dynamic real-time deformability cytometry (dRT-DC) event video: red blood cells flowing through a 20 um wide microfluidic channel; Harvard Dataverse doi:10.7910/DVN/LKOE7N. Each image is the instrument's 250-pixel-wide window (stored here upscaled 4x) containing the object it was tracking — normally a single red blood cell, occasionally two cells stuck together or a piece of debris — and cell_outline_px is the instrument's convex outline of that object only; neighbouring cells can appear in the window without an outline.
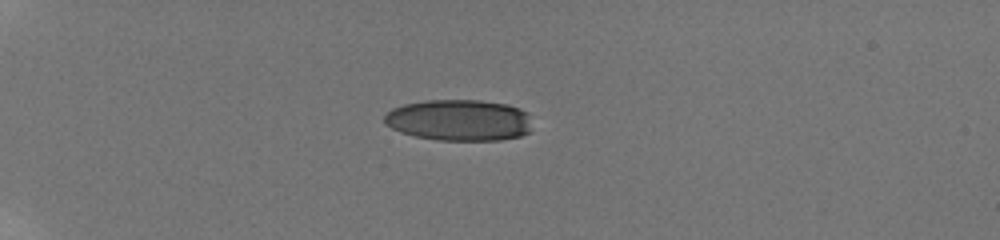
{"species": "human", "species_latin": "Homo sapiens", "temperature_condition": "room temperature", "stored_images_in_passage": 40, "camera_frame_rate_fps": 3000, "um_per_image_px": 0.085, "donor": {"sex": "male"}, "frame": {"image": 1, "passage_image": 1, "time_ms": 0.0, "image_size_px": [1000, 240], "cell_outline_px": [[528, 132], [520, 136], [500, 140], [436, 140], [416, 136], [400, 132], [384, 124], [384, 116], [392, 108], [404, 104], [424, 100], [480, 100], [508, 104], [520, 108], [528, 112]], "centroid_in_image_um": [38.99, 10.2], "position_along_channel_um": 46.0, "area_um2": 35.6}}
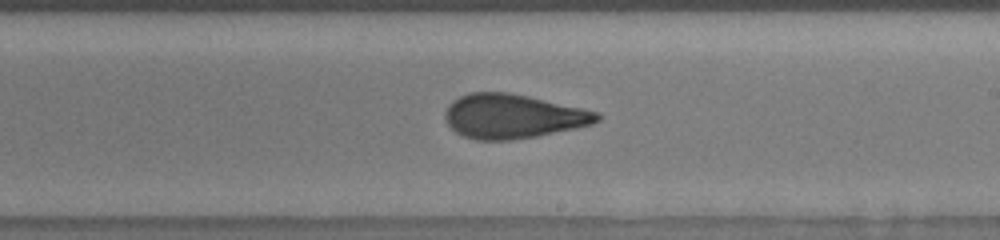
{"frame": {"image": 2, "passage_image": 21, "time_ms": 6.667, "image_size_px": [1000, 240], "cell_outline_px": [[600, 120], [592, 124], [576, 128], [536, 136], [512, 140], [476, 140], [464, 136], [456, 132], [444, 120], [444, 112], [448, 104], [452, 100], [468, 92], [512, 92], [600, 112]], "centroid_in_image_um": [43.57, 9.87], "position_along_channel_um": 245.4, "area_um2": 39.48}}
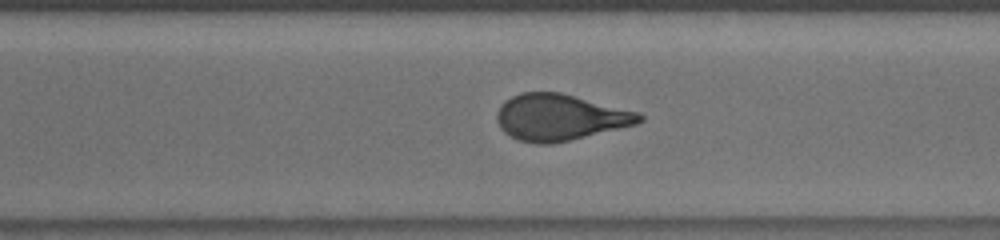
{"frame": {"image": 3, "passage_image": 27, "time_ms": 8.667, "image_size_px": [1000, 240], "cell_outline_px": [[644, 120], [636, 124], [552, 144], [536, 144], [516, 140], [504, 132], [500, 128], [496, 120], [496, 116], [504, 100], [520, 92], [560, 92], [640, 112], [644, 116]], "centroid_in_image_um": [47.57, 9.97], "position_along_channel_um": 323.0, "area_um2": 38.49}, "authors_computed_cell_mechanics": {"area_um2": 38.5815, "velocity_mm_per_s": 3.894, "shape_relaxation_time_tau1_ms": 5.1992, "shape_relaxation_time_tau2_ms": 1.2159, "deformation_change_tau1": 0.1891, "deformation_change_tau2": 0.0943}}